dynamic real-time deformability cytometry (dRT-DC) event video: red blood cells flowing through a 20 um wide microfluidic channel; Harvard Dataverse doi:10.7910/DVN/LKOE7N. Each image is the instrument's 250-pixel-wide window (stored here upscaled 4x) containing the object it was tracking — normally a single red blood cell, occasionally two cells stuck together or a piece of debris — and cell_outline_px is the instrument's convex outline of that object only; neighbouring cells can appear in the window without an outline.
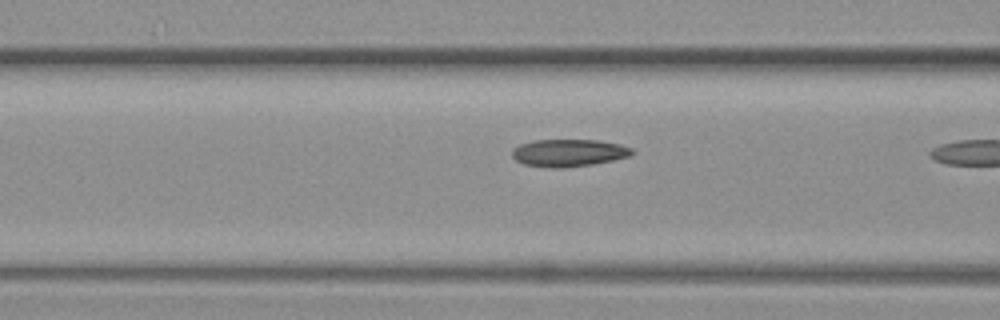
{"species": "common noctule bat (a hibernating species)", "species_latin": "Nyctalus noctula", "temperature_condition": "warm", "stored_images_in_passage": 9, "camera_frame_rate_fps": 3000, "um_per_image_px": 0.085, "animal": {"sex": "female", "body_mass_g": 19.3, "forearm_length_mm": 54.1}, "frame": {"image": 1, "passage_image": 9, "time_ms": 2.667, "image_size_px": [1000, 320], "cell_outline_px": [[636, 152], [628, 156], [612, 160], [592, 164], [560, 168], [556, 168], [524, 164], [516, 160], [512, 156], [512, 148], [520, 144], [536, 140], [596, 140], [620, 144], [632, 148]], "centroid_in_image_um": [48.33, 12.98], "position_along_channel_um": 118.3, "area_um2": 18.96}}